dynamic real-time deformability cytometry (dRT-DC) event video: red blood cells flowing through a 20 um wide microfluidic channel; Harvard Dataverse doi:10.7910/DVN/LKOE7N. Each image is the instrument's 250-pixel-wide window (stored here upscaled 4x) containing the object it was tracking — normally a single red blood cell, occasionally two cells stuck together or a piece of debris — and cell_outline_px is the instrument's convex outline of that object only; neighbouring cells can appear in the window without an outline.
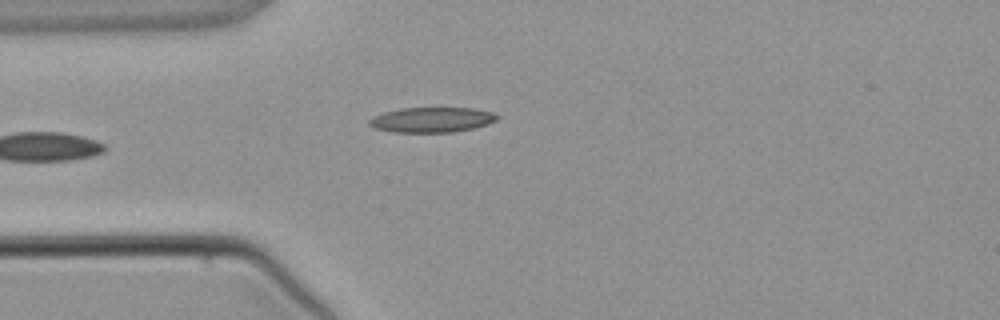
{"species": "common noctule bat (a hibernating species)", "species_latin": "Nyctalus noctula", "temperature_condition": "warm", "stored_images_in_passage": 3, "camera_frame_rate_fps": 3000, "um_per_image_px": 0.085, "animal": {"sex": "male", "body_mass_g": 21.5, "forearm_length_mm": 52.0}, "frame": {"image": 1, "passage_image": 3, "time_ms": 2.667, "image_size_px": [1000, 320], "cell_outline_px": [[500, 116], [496, 120], [488, 124], [472, 128], [452, 132], [392, 132], [376, 128], [368, 124], [368, 120], [384, 112], [400, 108], [472, 108], [492, 112]], "centroid_in_image_um": [36.71, 10.18], "position_along_channel_um": 48.3, "area_um2": 18.55}}